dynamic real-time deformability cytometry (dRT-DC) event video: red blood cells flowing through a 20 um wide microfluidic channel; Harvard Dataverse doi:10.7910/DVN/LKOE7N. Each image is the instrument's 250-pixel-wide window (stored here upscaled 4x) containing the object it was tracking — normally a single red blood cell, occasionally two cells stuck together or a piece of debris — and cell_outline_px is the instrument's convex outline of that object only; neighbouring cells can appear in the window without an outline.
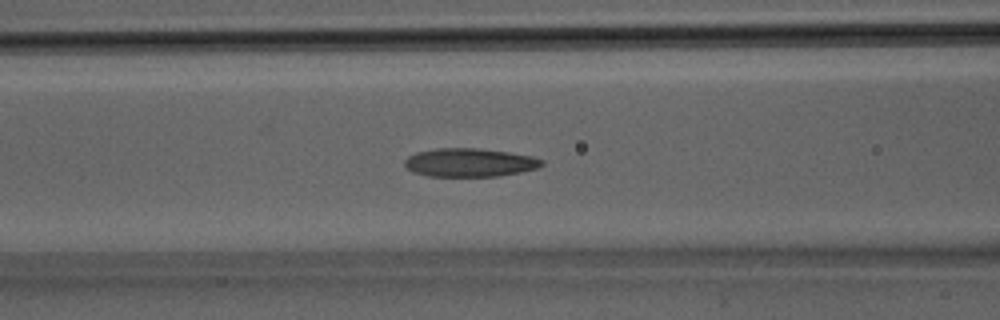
{"species": "Egyptian fruit bat (a non-hibernating species)", "species_latin": "Rousettus aegyptiacus", "temperature_condition": "room temperature", "stored_images_in_passage": 32, "camera_frame_rate_fps": 3000, "um_per_image_px": 0.085, "animal": {"sex": "male"}, "frame": {"image": 1, "passage_image": 13, "time_ms": 4.0, "image_size_px": [1000, 320], "cell_outline_px": [[544, 164], [540, 168], [500, 176], [428, 176], [412, 172], [404, 164], [404, 160], [408, 156], [416, 152], [436, 148], [476, 148], [508, 152], [532, 156], [544, 160]], "centroid_in_image_um": [39.93, 13.81], "position_along_channel_um": 126.7, "area_um2": 22.89}}
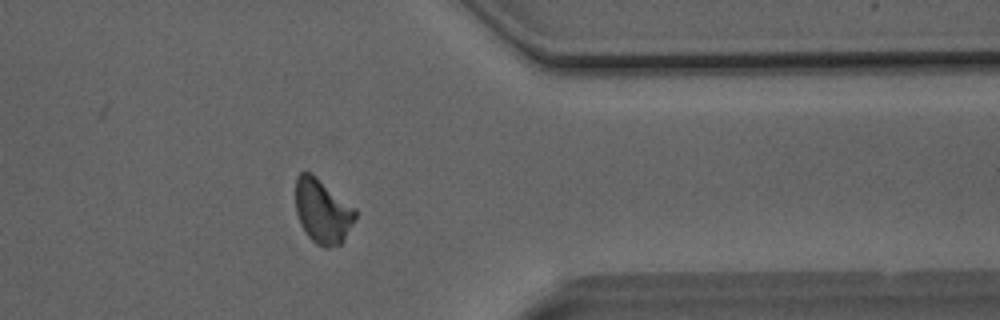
{"frame": {"image": 2, "passage_image": 26, "time_ms": 8.333, "image_size_px": [1000, 320], "cell_outline_px": [[356, 216], [344, 240], [340, 244], [328, 248], [324, 248], [316, 244], [308, 236], [300, 224], [296, 212], [296, 176], [300, 172], [312, 172], [356, 208]], "centroid_in_image_um": [27.41, 17.94], "position_along_channel_um": 384.0, "area_um2": 22.6}}
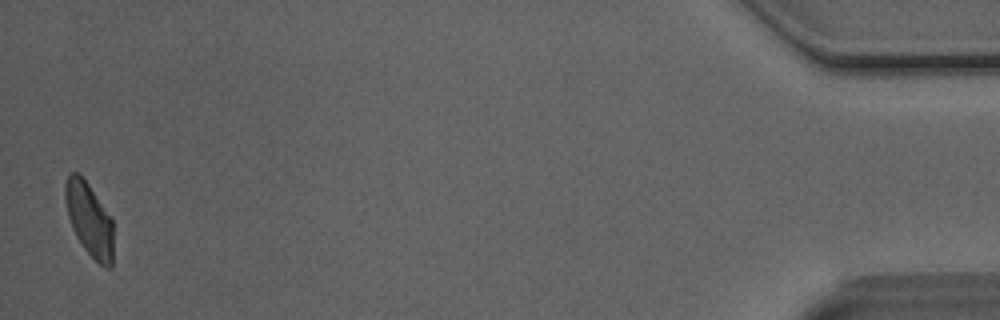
{"frame": {"image": 3, "passage_image": 32, "time_ms": 10.333, "image_size_px": [1000, 320], "cell_outline_px": [[112, 268], [108, 268], [100, 264], [84, 248], [76, 236], [72, 228], [68, 216], [64, 200], [64, 184], [68, 176], [72, 172], [76, 172], [88, 184], [112, 216]], "centroid_in_image_um": [7.58, 18.63], "position_along_channel_um": 427.6, "area_um2": 20.52}}